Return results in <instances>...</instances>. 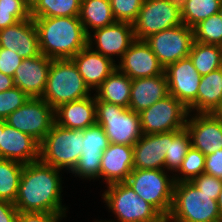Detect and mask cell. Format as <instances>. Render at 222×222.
I'll return each instance as SVG.
<instances>
[{"instance_id": "obj_11", "label": "cell", "mask_w": 222, "mask_h": 222, "mask_svg": "<svg viewBox=\"0 0 222 222\" xmlns=\"http://www.w3.org/2000/svg\"><path fill=\"white\" fill-rule=\"evenodd\" d=\"M6 123L41 143L55 122L54 109L42 98L30 97L12 112Z\"/></svg>"}, {"instance_id": "obj_31", "label": "cell", "mask_w": 222, "mask_h": 222, "mask_svg": "<svg viewBox=\"0 0 222 222\" xmlns=\"http://www.w3.org/2000/svg\"><path fill=\"white\" fill-rule=\"evenodd\" d=\"M31 17L79 16L81 0H30Z\"/></svg>"}, {"instance_id": "obj_42", "label": "cell", "mask_w": 222, "mask_h": 222, "mask_svg": "<svg viewBox=\"0 0 222 222\" xmlns=\"http://www.w3.org/2000/svg\"><path fill=\"white\" fill-rule=\"evenodd\" d=\"M204 173L222 180V149L205 157Z\"/></svg>"}, {"instance_id": "obj_48", "label": "cell", "mask_w": 222, "mask_h": 222, "mask_svg": "<svg viewBox=\"0 0 222 222\" xmlns=\"http://www.w3.org/2000/svg\"><path fill=\"white\" fill-rule=\"evenodd\" d=\"M218 14L220 15V18L222 19V3H221V6H220Z\"/></svg>"}, {"instance_id": "obj_22", "label": "cell", "mask_w": 222, "mask_h": 222, "mask_svg": "<svg viewBox=\"0 0 222 222\" xmlns=\"http://www.w3.org/2000/svg\"><path fill=\"white\" fill-rule=\"evenodd\" d=\"M72 60L92 92L117 68L116 62L111 58L94 51L88 45L80 50Z\"/></svg>"}, {"instance_id": "obj_32", "label": "cell", "mask_w": 222, "mask_h": 222, "mask_svg": "<svg viewBox=\"0 0 222 222\" xmlns=\"http://www.w3.org/2000/svg\"><path fill=\"white\" fill-rule=\"evenodd\" d=\"M222 0H180L182 23L190 28L218 14Z\"/></svg>"}, {"instance_id": "obj_36", "label": "cell", "mask_w": 222, "mask_h": 222, "mask_svg": "<svg viewBox=\"0 0 222 222\" xmlns=\"http://www.w3.org/2000/svg\"><path fill=\"white\" fill-rule=\"evenodd\" d=\"M205 157L201 151L191 146L182 161L181 167L174 174L175 182H191L198 175L204 173Z\"/></svg>"}, {"instance_id": "obj_3", "label": "cell", "mask_w": 222, "mask_h": 222, "mask_svg": "<svg viewBox=\"0 0 222 222\" xmlns=\"http://www.w3.org/2000/svg\"><path fill=\"white\" fill-rule=\"evenodd\" d=\"M166 222H222L214 195L200 192L192 182H175Z\"/></svg>"}, {"instance_id": "obj_16", "label": "cell", "mask_w": 222, "mask_h": 222, "mask_svg": "<svg viewBox=\"0 0 222 222\" xmlns=\"http://www.w3.org/2000/svg\"><path fill=\"white\" fill-rule=\"evenodd\" d=\"M185 127L192 147L205 156L222 149V120L215 113H189Z\"/></svg>"}, {"instance_id": "obj_40", "label": "cell", "mask_w": 222, "mask_h": 222, "mask_svg": "<svg viewBox=\"0 0 222 222\" xmlns=\"http://www.w3.org/2000/svg\"><path fill=\"white\" fill-rule=\"evenodd\" d=\"M66 217L59 212H18L16 222H61Z\"/></svg>"}, {"instance_id": "obj_39", "label": "cell", "mask_w": 222, "mask_h": 222, "mask_svg": "<svg viewBox=\"0 0 222 222\" xmlns=\"http://www.w3.org/2000/svg\"><path fill=\"white\" fill-rule=\"evenodd\" d=\"M191 182L200 192L206 193L207 195H214V200L218 199L222 187L221 179L202 173Z\"/></svg>"}, {"instance_id": "obj_15", "label": "cell", "mask_w": 222, "mask_h": 222, "mask_svg": "<svg viewBox=\"0 0 222 222\" xmlns=\"http://www.w3.org/2000/svg\"><path fill=\"white\" fill-rule=\"evenodd\" d=\"M109 144L102 126L96 123L84 129L82 154L70 173L83 180H99L102 154Z\"/></svg>"}, {"instance_id": "obj_6", "label": "cell", "mask_w": 222, "mask_h": 222, "mask_svg": "<svg viewBox=\"0 0 222 222\" xmlns=\"http://www.w3.org/2000/svg\"><path fill=\"white\" fill-rule=\"evenodd\" d=\"M82 149L83 130L68 129L54 122L40 143V160L70 173L76 166Z\"/></svg>"}, {"instance_id": "obj_9", "label": "cell", "mask_w": 222, "mask_h": 222, "mask_svg": "<svg viewBox=\"0 0 222 222\" xmlns=\"http://www.w3.org/2000/svg\"><path fill=\"white\" fill-rule=\"evenodd\" d=\"M180 0H144L133 23L136 40L181 25Z\"/></svg>"}, {"instance_id": "obj_12", "label": "cell", "mask_w": 222, "mask_h": 222, "mask_svg": "<svg viewBox=\"0 0 222 222\" xmlns=\"http://www.w3.org/2000/svg\"><path fill=\"white\" fill-rule=\"evenodd\" d=\"M164 69L189 56L194 42L193 29L185 24L165 29L145 39Z\"/></svg>"}, {"instance_id": "obj_47", "label": "cell", "mask_w": 222, "mask_h": 222, "mask_svg": "<svg viewBox=\"0 0 222 222\" xmlns=\"http://www.w3.org/2000/svg\"><path fill=\"white\" fill-rule=\"evenodd\" d=\"M1 132H3V119H0V143H1Z\"/></svg>"}, {"instance_id": "obj_13", "label": "cell", "mask_w": 222, "mask_h": 222, "mask_svg": "<svg viewBox=\"0 0 222 222\" xmlns=\"http://www.w3.org/2000/svg\"><path fill=\"white\" fill-rule=\"evenodd\" d=\"M164 72L169 94L183 103L189 113H197V92L202 76L197 72L190 57L169 64Z\"/></svg>"}, {"instance_id": "obj_21", "label": "cell", "mask_w": 222, "mask_h": 222, "mask_svg": "<svg viewBox=\"0 0 222 222\" xmlns=\"http://www.w3.org/2000/svg\"><path fill=\"white\" fill-rule=\"evenodd\" d=\"M132 170L133 146L110 143L101 158V182L106 185L126 182Z\"/></svg>"}, {"instance_id": "obj_10", "label": "cell", "mask_w": 222, "mask_h": 222, "mask_svg": "<svg viewBox=\"0 0 222 222\" xmlns=\"http://www.w3.org/2000/svg\"><path fill=\"white\" fill-rule=\"evenodd\" d=\"M139 115L143 134H160L185 128L189 110L168 94Z\"/></svg>"}, {"instance_id": "obj_1", "label": "cell", "mask_w": 222, "mask_h": 222, "mask_svg": "<svg viewBox=\"0 0 222 222\" xmlns=\"http://www.w3.org/2000/svg\"><path fill=\"white\" fill-rule=\"evenodd\" d=\"M62 173L40 159L24 164L14 202L18 212L68 213V207L62 203Z\"/></svg>"}, {"instance_id": "obj_17", "label": "cell", "mask_w": 222, "mask_h": 222, "mask_svg": "<svg viewBox=\"0 0 222 222\" xmlns=\"http://www.w3.org/2000/svg\"><path fill=\"white\" fill-rule=\"evenodd\" d=\"M117 63V69L132 80L165 74L164 67L145 40H135Z\"/></svg>"}, {"instance_id": "obj_29", "label": "cell", "mask_w": 222, "mask_h": 222, "mask_svg": "<svg viewBox=\"0 0 222 222\" xmlns=\"http://www.w3.org/2000/svg\"><path fill=\"white\" fill-rule=\"evenodd\" d=\"M191 146L190 134L186 127L168 132V150L165 156L164 170L174 175L181 167Z\"/></svg>"}, {"instance_id": "obj_20", "label": "cell", "mask_w": 222, "mask_h": 222, "mask_svg": "<svg viewBox=\"0 0 222 222\" xmlns=\"http://www.w3.org/2000/svg\"><path fill=\"white\" fill-rule=\"evenodd\" d=\"M51 61L52 59L42 53L23 59L13 76L15 86L29 97L41 98L46 89Z\"/></svg>"}, {"instance_id": "obj_4", "label": "cell", "mask_w": 222, "mask_h": 222, "mask_svg": "<svg viewBox=\"0 0 222 222\" xmlns=\"http://www.w3.org/2000/svg\"><path fill=\"white\" fill-rule=\"evenodd\" d=\"M102 193L103 203L114 219L101 222H166V219L148 202L139 197L126 183L105 185Z\"/></svg>"}, {"instance_id": "obj_44", "label": "cell", "mask_w": 222, "mask_h": 222, "mask_svg": "<svg viewBox=\"0 0 222 222\" xmlns=\"http://www.w3.org/2000/svg\"><path fill=\"white\" fill-rule=\"evenodd\" d=\"M15 86L14 79L11 76L0 72V92L7 91Z\"/></svg>"}, {"instance_id": "obj_8", "label": "cell", "mask_w": 222, "mask_h": 222, "mask_svg": "<svg viewBox=\"0 0 222 222\" xmlns=\"http://www.w3.org/2000/svg\"><path fill=\"white\" fill-rule=\"evenodd\" d=\"M96 123L104 129L109 143L134 146L143 135L138 113L97 98Z\"/></svg>"}, {"instance_id": "obj_25", "label": "cell", "mask_w": 222, "mask_h": 222, "mask_svg": "<svg viewBox=\"0 0 222 222\" xmlns=\"http://www.w3.org/2000/svg\"><path fill=\"white\" fill-rule=\"evenodd\" d=\"M168 94V81L165 74L133 79L128 108L139 114Z\"/></svg>"}, {"instance_id": "obj_41", "label": "cell", "mask_w": 222, "mask_h": 222, "mask_svg": "<svg viewBox=\"0 0 222 222\" xmlns=\"http://www.w3.org/2000/svg\"><path fill=\"white\" fill-rule=\"evenodd\" d=\"M22 60L23 58L17 52L0 47V72L5 75L13 77Z\"/></svg>"}, {"instance_id": "obj_37", "label": "cell", "mask_w": 222, "mask_h": 222, "mask_svg": "<svg viewBox=\"0 0 222 222\" xmlns=\"http://www.w3.org/2000/svg\"><path fill=\"white\" fill-rule=\"evenodd\" d=\"M144 0H110L113 17L117 22L133 24Z\"/></svg>"}, {"instance_id": "obj_5", "label": "cell", "mask_w": 222, "mask_h": 222, "mask_svg": "<svg viewBox=\"0 0 222 222\" xmlns=\"http://www.w3.org/2000/svg\"><path fill=\"white\" fill-rule=\"evenodd\" d=\"M72 59H53L42 99L53 109L93 95Z\"/></svg>"}, {"instance_id": "obj_46", "label": "cell", "mask_w": 222, "mask_h": 222, "mask_svg": "<svg viewBox=\"0 0 222 222\" xmlns=\"http://www.w3.org/2000/svg\"><path fill=\"white\" fill-rule=\"evenodd\" d=\"M215 114L222 120V103L221 106L216 110Z\"/></svg>"}, {"instance_id": "obj_23", "label": "cell", "mask_w": 222, "mask_h": 222, "mask_svg": "<svg viewBox=\"0 0 222 222\" xmlns=\"http://www.w3.org/2000/svg\"><path fill=\"white\" fill-rule=\"evenodd\" d=\"M168 132L143 134L133 146V169L164 170Z\"/></svg>"}, {"instance_id": "obj_14", "label": "cell", "mask_w": 222, "mask_h": 222, "mask_svg": "<svg viewBox=\"0 0 222 222\" xmlns=\"http://www.w3.org/2000/svg\"><path fill=\"white\" fill-rule=\"evenodd\" d=\"M135 40L133 24L116 21L112 25L90 32L87 45L117 64Z\"/></svg>"}, {"instance_id": "obj_26", "label": "cell", "mask_w": 222, "mask_h": 222, "mask_svg": "<svg viewBox=\"0 0 222 222\" xmlns=\"http://www.w3.org/2000/svg\"><path fill=\"white\" fill-rule=\"evenodd\" d=\"M132 79L117 68L94 91L98 100L129 107Z\"/></svg>"}, {"instance_id": "obj_19", "label": "cell", "mask_w": 222, "mask_h": 222, "mask_svg": "<svg viewBox=\"0 0 222 222\" xmlns=\"http://www.w3.org/2000/svg\"><path fill=\"white\" fill-rule=\"evenodd\" d=\"M0 159L28 164L40 159V143L32 136L9 126L3 119Z\"/></svg>"}, {"instance_id": "obj_27", "label": "cell", "mask_w": 222, "mask_h": 222, "mask_svg": "<svg viewBox=\"0 0 222 222\" xmlns=\"http://www.w3.org/2000/svg\"><path fill=\"white\" fill-rule=\"evenodd\" d=\"M222 103V67L201 77L197 113H215Z\"/></svg>"}, {"instance_id": "obj_24", "label": "cell", "mask_w": 222, "mask_h": 222, "mask_svg": "<svg viewBox=\"0 0 222 222\" xmlns=\"http://www.w3.org/2000/svg\"><path fill=\"white\" fill-rule=\"evenodd\" d=\"M55 123L74 130H84L96 124V97L63 103L54 109Z\"/></svg>"}, {"instance_id": "obj_43", "label": "cell", "mask_w": 222, "mask_h": 222, "mask_svg": "<svg viewBox=\"0 0 222 222\" xmlns=\"http://www.w3.org/2000/svg\"><path fill=\"white\" fill-rule=\"evenodd\" d=\"M17 214L14 203L0 199V222H16Z\"/></svg>"}, {"instance_id": "obj_45", "label": "cell", "mask_w": 222, "mask_h": 222, "mask_svg": "<svg viewBox=\"0 0 222 222\" xmlns=\"http://www.w3.org/2000/svg\"><path fill=\"white\" fill-rule=\"evenodd\" d=\"M217 204H218V209H219V212H220V215L222 218V187H221V192H220L218 199H217Z\"/></svg>"}, {"instance_id": "obj_35", "label": "cell", "mask_w": 222, "mask_h": 222, "mask_svg": "<svg viewBox=\"0 0 222 222\" xmlns=\"http://www.w3.org/2000/svg\"><path fill=\"white\" fill-rule=\"evenodd\" d=\"M194 41L203 44H222V19L219 14L212 15L193 28Z\"/></svg>"}, {"instance_id": "obj_38", "label": "cell", "mask_w": 222, "mask_h": 222, "mask_svg": "<svg viewBox=\"0 0 222 222\" xmlns=\"http://www.w3.org/2000/svg\"><path fill=\"white\" fill-rule=\"evenodd\" d=\"M30 97L17 86L0 92V119H6L12 112L23 106Z\"/></svg>"}, {"instance_id": "obj_18", "label": "cell", "mask_w": 222, "mask_h": 222, "mask_svg": "<svg viewBox=\"0 0 222 222\" xmlns=\"http://www.w3.org/2000/svg\"><path fill=\"white\" fill-rule=\"evenodd\" d=\"M0 47L17 52L23 59L41 54L34 19L28 18L0 30Z\"/></svg>"}, {"instance_id": "obj_2", "label": "cell", "mask_w": 222, "mask_h": 222, "mask_svg": "<svg viewBox=\"0 0 222 222\" xmlns=\"http://www.w3.org/2000/svg\"><path fill=\"white\" fill-rule=\"evenodd\" d=\"M38 36L40 52L50 59H72L87 46V38L79 16L32 17Z\"/></svg>"}, {"instance_id": "obj_28", "label": "cell", "mask_w": 222, "mask_h": 222, "mask_svg": "<svg viewBox=\"0 0 222 222\" xmlns=\"http://www.w3.org/2000/svg\"><path fill=\"white\" fill-rule=\"evenodd\" d=\"M79 19L87 35L116 22L110 0H81Z\"/></svg>"}, {"instance_id": "obj_30", "label": "cell", "mask_w": 222, "mask_h": 222, "mask_svg": "<svg viewBox=\"0 0 222 222\" xmlns=\"http://www.w3.org/2000/svg\"><path fill=\"white\" fill-rule=\"evenodd\" d=\"M189 57L201 76L222 67V51L219 45L203 44L194 41Z\"/></svg>"}, {"instance_id": "obj_7", "label": "cell", "mask_w": 222, "mask_h": 222, "mask_svg": "<svg viewBox=\"0 0 222 222\" xmlns=\"http://www.w3.org/2000/svg\"><path fill=\"white\" fill-rule=\"evenodd\" d=\"M126 183L165 219L168 217L173 203L174 175L161 169H133Z\"/></svg>"}, {"instance_id": "obj_33", "label": "cell", "mask_w": 222, "mask_h": 222, "mask_svg": "<svg viewBox=\"0 0 222 222\" xmlns=\"http://www.w3.org/2000/svg\"><path fill=\"white\" fill-rule=\"evenodd\" d=\"M24 164L14 160L0 159V199L14 203Z\"/></svg>"}, {"instance_id": "obj_34", "label": "cell", "mask_w": 222, "mask_h": 222, "mask_svg": "<svg viewBox=\"0 0 222 222\" xmlns=\"http://www.w3.org/2000/svg\"><path fill=\"white\" fill-rule=\"evenodd\" d=\"M31 18L30 0H0V30Z\"/></svg>"}]
</instances>
